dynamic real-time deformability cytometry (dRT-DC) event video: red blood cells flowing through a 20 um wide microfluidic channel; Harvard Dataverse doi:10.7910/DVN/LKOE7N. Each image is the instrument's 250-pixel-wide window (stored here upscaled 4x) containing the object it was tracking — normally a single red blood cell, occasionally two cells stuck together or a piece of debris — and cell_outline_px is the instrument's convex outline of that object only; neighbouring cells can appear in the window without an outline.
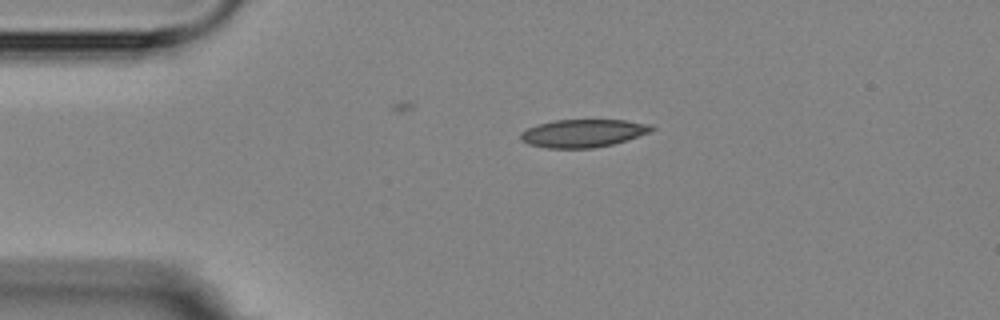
{"species": "Egyptian fruit bat (a non-hibernating species)", "species_latin": "Rousettus aegyptiacus", "temperature_condition": "room temperature", "stored_images_in_passage": 3, "camera_frame_rate_fps": 3000, "um_per_image_px": 0.085, "animal": {"sex": "female"}, "frame": {"image": 1, "passage_image": 3, "time_ms": 2.333, "image_size_px": [1000, 320], "cell_outline_px": [[656, 128], [652, 132], [612, 144], [592, 148], [548, 148], [528, 144], [520, 140], [520, 132], [536, 124], [556, 120], [624, 120], [652, 124]], "centroid_in_image_um": [49.57, 11.32], "position_along_channel_um": 35.4, "area_um2": 21.39}}